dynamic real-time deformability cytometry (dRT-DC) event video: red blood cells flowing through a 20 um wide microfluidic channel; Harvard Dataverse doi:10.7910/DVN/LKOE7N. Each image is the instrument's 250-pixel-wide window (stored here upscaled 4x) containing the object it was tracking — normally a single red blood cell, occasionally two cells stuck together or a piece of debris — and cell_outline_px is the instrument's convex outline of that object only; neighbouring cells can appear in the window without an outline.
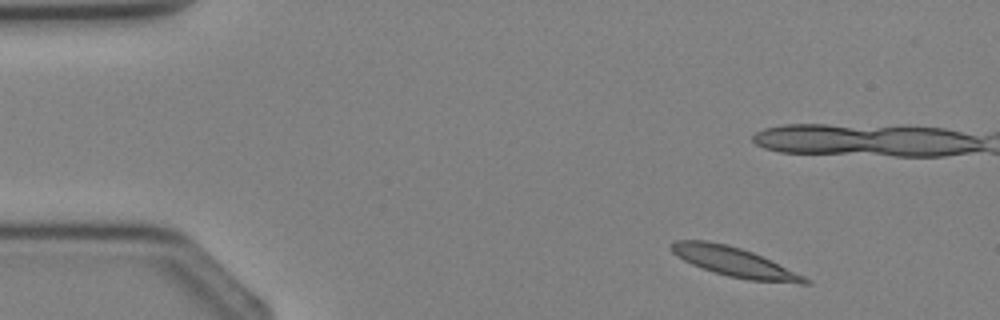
{"species": "Egyptian fruit bat (a non-hibernating species)", "species_latin": "Rousettus aegyptiacus", "temperature_condition": "cold", "stored_images_in_passage": 6, "segment_of_instrument_passage": [1, 2], "camera_frame_rate_fps": 3000, "um_per_image_px": 0.085, "animal": {"sex": "female"}, "frame": {"image": 1, "passage_image": 1, "time_ms": 0.0, "image_size_px": [1000, 320], "cell_outline_px": [[812, 284], [800, 284], [748, 280], [728, 276], [692, 264], [676, 256], [668, 248], [676, 240], [704, 240], [724, 244], [740, 248], [752, 252], [804, 276], [812, 280]], "centroid_in_image_um": [62.43, 22.28], "position_along_channel_um": 22.6, "area_um2": 22.6}}
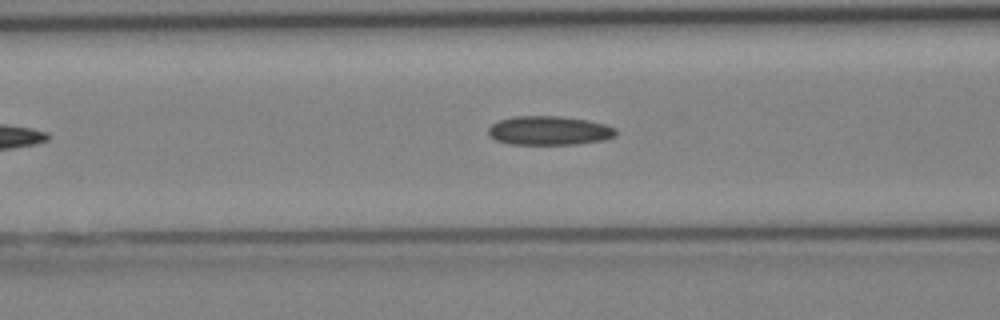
{"frame": {"image": 2, "passage_image": 5, "time_ms": 4.667, "image_size_px": [1000, 320], "cell_outline_px": [[616, 136], [604, 140], [572, 144], [512, 144], [496, 140], [488, 132], [488, 128], [492, 124], [500, 120], [512, 116], [564, 116], [588, 120], [604, 124], [616, 128]], "centroid_in_image_um": [46.7, 11.09], "position_along_channel_um": 119.9, "area_um2": 21.5}}